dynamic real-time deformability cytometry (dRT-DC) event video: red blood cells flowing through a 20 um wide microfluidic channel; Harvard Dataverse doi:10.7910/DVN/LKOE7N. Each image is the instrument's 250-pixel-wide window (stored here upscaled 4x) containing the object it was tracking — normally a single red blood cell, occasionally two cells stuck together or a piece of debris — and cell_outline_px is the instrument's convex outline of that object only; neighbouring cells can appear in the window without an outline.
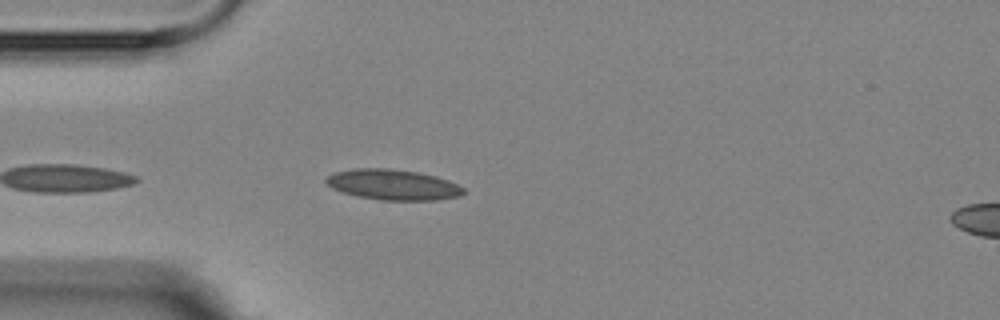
{"species": "Egyptian fruit bat (a non-hibernating species)", "species_latin": "Rousettus aegyptiacus", "temperature_condition": "room temperature", "stored_images_in_passage": 5, "segment_of_instrument_passage": [1, 2], "camera_frame_rate_fps": 3000, "um_per_image_px": 0.085, "animal": {"sex": "female"}, "frame": {"image": 1, "passage_image": 4, "time_ms": 4.333, "image_size_px": [1000, 320], "cell_outline_px": [[464, 192], [460, 196], [436, 200], [380, 200], [360, 196], [344, 192], [332, 188], [324, 180], [328, 176], [336, 172], [352, 168], [388, 168], [416, 172], [436, 176], [448, 180], [464, 188]], "centroid_in_image_um": [33.41, 15.69], "position_along_channel_um": 51.6, "area_um2": 24.22}}